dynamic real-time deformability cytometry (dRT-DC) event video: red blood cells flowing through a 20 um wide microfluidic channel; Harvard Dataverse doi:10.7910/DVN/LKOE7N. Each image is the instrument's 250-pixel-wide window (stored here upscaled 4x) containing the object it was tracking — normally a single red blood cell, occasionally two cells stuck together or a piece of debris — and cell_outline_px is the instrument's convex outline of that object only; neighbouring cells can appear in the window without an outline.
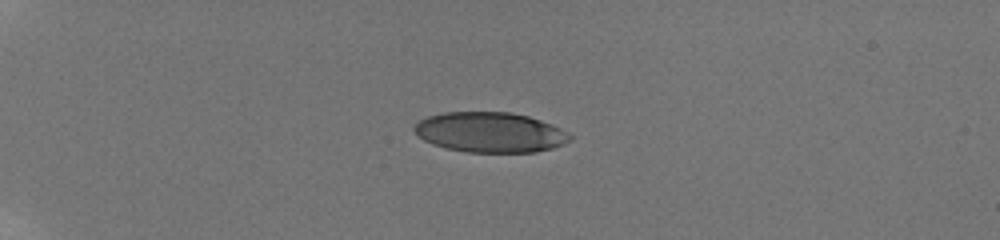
{"species": "human", "species_latin": "Homo sapiens", "temperature_condition": "room temperature", "stored_images_in_passage": 12, "camera_frame_rate_fps": 3000, "um_per_image_px": 0.085, "donor": {"sex": "male"}, "frame": {"image": 1, "passage_image": 1, "time_ms": 0.0, "image_size_px": [1000, 240], "cell_outline_px": [[572, 136], [564, 144], [552, 148], [536, 152], [468, 152], [448, 148], [432, 144], [424, 140], [412, 128], [420, 120], [428, 116], [444, 112], [512, 112], [528, 116], [552, 124], [568, 132]], "centroid_in_image_um": [41.67, 11.24], "position_along_channel_um": 43.3, "area_um2": 36.3}}
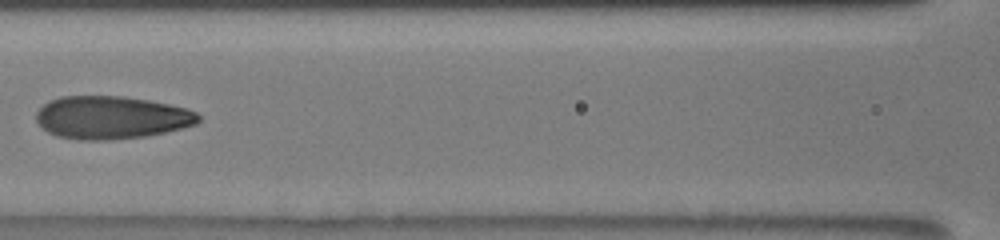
{"frame": {"image": 2, "passage_image": 8, "time_ms": 4.667, "image_size_px": [1000, 240], "cell_outline_px": [[200, 120], [196, 124], [164, 132], [144, 136], [112, 140], [80, 140], [56, 136], [40, 128], [36, 120], [36, 112], [48, 100], [60, 96], [124, 96], [148, 100], [188, 108], [196, 112], [200, 116]], "centroid_in_image_um": [9.42, 9.98], "position_along_channel_um": 157.2, "area_um2": 40.75}}
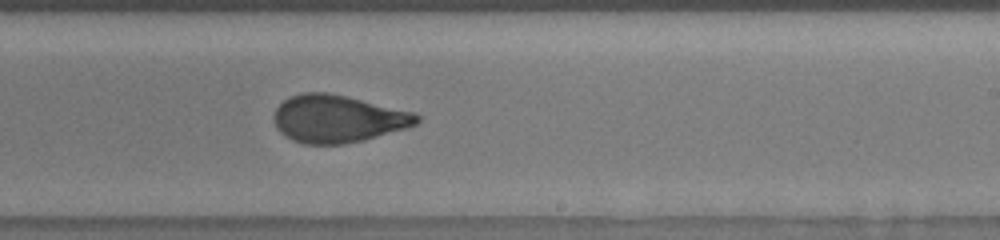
{"frame": {"image": 3, "passage_image": 12, "time_ms": 7.333, "image_size_px": [1000, 240], "cell_outline_px": [[420, 120], [416, 124], [408, 128], [364, 140], [344, 144], [304, 144], [292, 140], [284, 136], [276, 128], [272, 116], [276, 108], [284, 100], [292, 96], [304, 92], [328, 92], [348, 96], [412, 112], [420, 116]], "centroid_in_image_um": [28.69, 10.1], "position_along_channel_um": 260.3, "area_um2": 39.71}}